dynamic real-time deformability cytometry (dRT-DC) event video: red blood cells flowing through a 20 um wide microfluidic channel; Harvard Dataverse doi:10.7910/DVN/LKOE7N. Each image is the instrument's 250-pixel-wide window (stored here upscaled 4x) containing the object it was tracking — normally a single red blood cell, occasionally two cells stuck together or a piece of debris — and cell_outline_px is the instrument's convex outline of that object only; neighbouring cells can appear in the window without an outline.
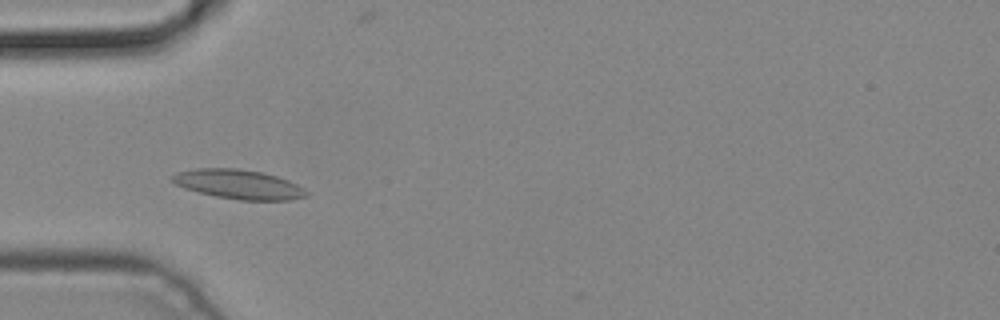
{"species": "common noctule bat (a hibernating species)", "species_latin": "Nyctalus noctula", "temperature_condition": "cold", "stored_images_in_passage": 6, "camera_frame_rate_fps": 3000, "um_per_image_px": 0.085, "animal": {"sex": "male", "body_mass_g": 19.2, "forearm_length_mm": 51.8}, "frame": {"image": 1, "passage_image": 6, "time_ms": 1.667, "image_size_px": [1000, 320], "cell_outline_px": [[308, 196], [292, 200], [240, 200], [216, 196], [184, 188], [176, 184], [172, 180], [172, 176], [176, 172], [196, 168], [236, 168], [264, 172], [288, 180], [304, 188], [308, 192]], "centroid_in_image_um": [20.31, 15.66], "position_along_channel_um": 64.7, "area_um2": 22.95}}